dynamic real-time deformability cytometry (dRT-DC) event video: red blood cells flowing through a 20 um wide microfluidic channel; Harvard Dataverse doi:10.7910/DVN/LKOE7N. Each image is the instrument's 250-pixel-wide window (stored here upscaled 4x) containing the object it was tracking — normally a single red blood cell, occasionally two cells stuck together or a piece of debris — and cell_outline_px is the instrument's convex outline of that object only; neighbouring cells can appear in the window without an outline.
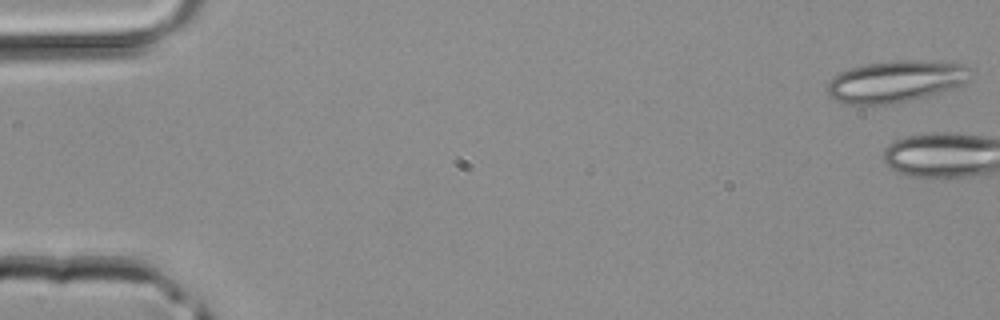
{"species": "common noctule bat (a hibernating species)", "species_latin": "Nyctalus noctula", "temperature_condition": "room temperature", "stored_images_in_passage": 3, "camera_frame_rate_fps": 3000, "um_per_image_px": 0.085, "animal": {"sex": "male", "body_mass_g": 20.4}, "frame": {"image": 1, "passage_image": 1, "time_ms": 0.0, "image_size_px": [1000, 320], "cell_outline_px": [[968, 68], [964, 80], [960, 84], [952, 88], [912, 100], [888, 104], [848, 104], [836, 100], [828, 96], [828, 84], [840, 72], [852, 68], [868, 64], [892, 60], [916, 60], [964, 64]], "centroid_in_image_um": [76.07, 6.92], "position_along_channel_um": 8.9, "area_um2": 33.87}}